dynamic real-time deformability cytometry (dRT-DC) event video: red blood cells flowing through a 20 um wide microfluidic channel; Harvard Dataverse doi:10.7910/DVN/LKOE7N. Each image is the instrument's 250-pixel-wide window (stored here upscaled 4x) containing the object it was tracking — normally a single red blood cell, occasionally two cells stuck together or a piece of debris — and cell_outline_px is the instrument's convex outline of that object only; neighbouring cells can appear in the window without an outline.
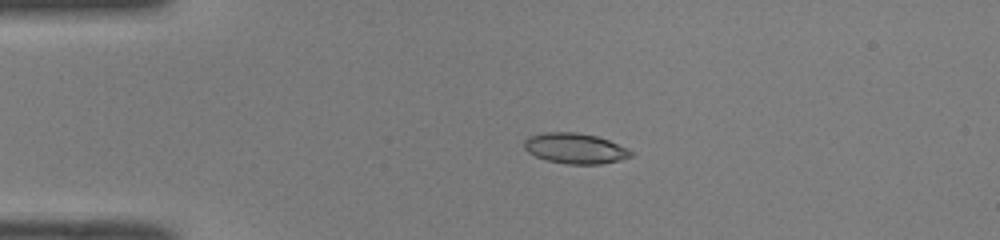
{"species": "common noctule bat (a hibernating species)", "species_latin": "Nyctalus noctula", "temperature_condition": "room temperature", "stored_images_in_passage": 40, "camera_frame_rate_fps": 3000, "um_per_image_px": 0.085, "animal": {"sex": "male", "body_mass_g": 19.0, "forearm_length_mm": 50.8}, "frame": {"image": 1, "passage_image": 1, "time_ms": 0.0, "image_size_px": [1000, 240], "cell_outline_px": [[632, 156], [620, 160], [600, 164], [568, 164], [548, 160], [536, 156], [528, 152], [524, 148], [524, 140], [528, 136], [544, 132], [576, 132], [596, 136], [608, 140], [628, 148], [632, 152]], "centroid_in_image_um": [48.87, 12.6], "position_along_channel_um": 36.1, "area_um2": 18.9}}
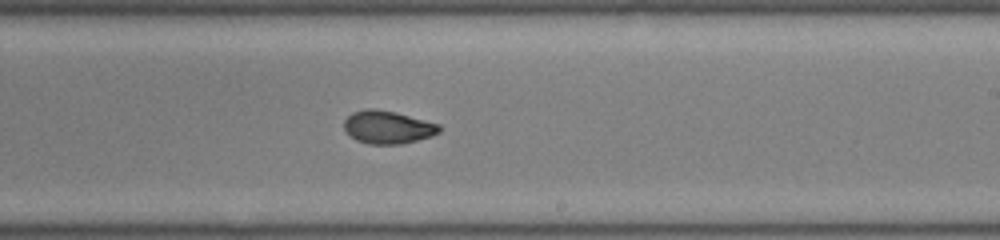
{"frame": {"image": 2, "passage_image": 20, "time_ms": 6.333, "image_size_px": [1000, 240], "cell_outline_px": [[440, 132], [432, 136], [400, 144], [368, 144], [356, 140], [344, 128], [344, 120], [352, 112], [368, 108], [372, 108], [396, 112], [440, 124]], "centroid_in_image_um": [32.96, 10.8], "position_along_channel_um": 256.0, "area_um2": 18.21}}
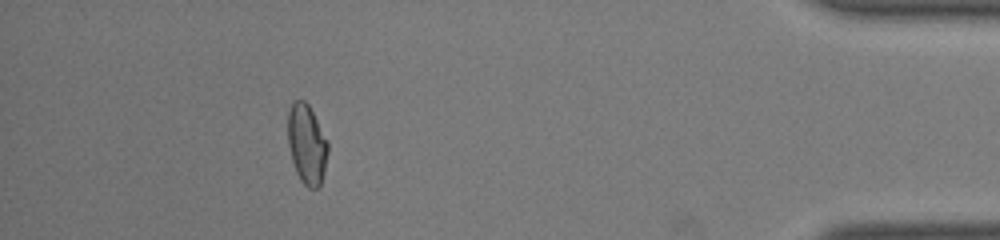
{"frame": {"image": 3, "passage_image": 35, "time_ms": 11.333, "image_size_px": [1000, 240], "cell_outline_px": [[328, 152], [324, 172], [320, 184], [316, 188], [308, 188], [300, 180], [296, 172], [292, 160], [288, 144], [288, 112], [292, 100], [304, 100], [308, 104], [328, 140]], "centroid_in_image_um": [26.08, 12.24], "position_along_channel_um": 409.1, "area_um2": 18.67}, "authors_computed_cell_mechanics": {"area_um2": 18.4671, "velocity_mm_per_s": 4.094, "shape_relaxation_time_tau1_ms": null, "shape_relaxation_time_tau2_ms": 1.4837, "deformation_change_tau1": null, "deformation_change_tau2": 0.0545}}